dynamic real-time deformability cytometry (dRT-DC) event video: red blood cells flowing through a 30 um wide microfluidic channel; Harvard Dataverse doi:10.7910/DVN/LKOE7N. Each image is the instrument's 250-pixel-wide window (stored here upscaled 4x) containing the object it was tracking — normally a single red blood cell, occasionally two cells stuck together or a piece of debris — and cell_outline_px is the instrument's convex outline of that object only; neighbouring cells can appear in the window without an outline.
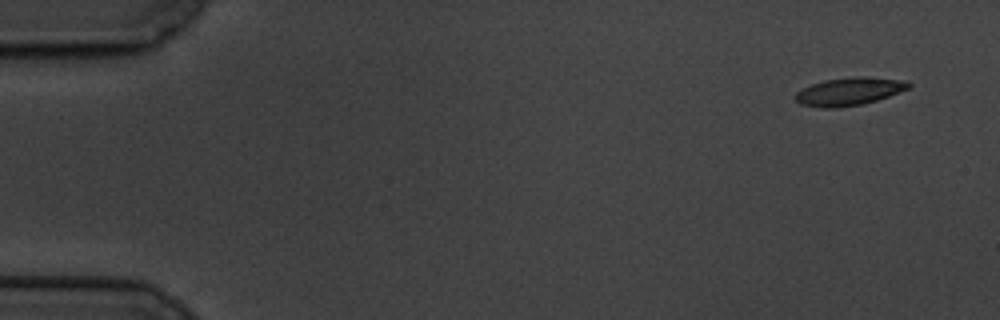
{"species": "common noctule bat (a hibernating species)", "species_latin": "Nyctalus noctula", "temperature_condition": "cold", "stored_images_in_passage": 5, "camera_frame_rate_fps": 3000, "um_per_image_px": 0.085, "animal": {"sex": "male", "body_mass_g": 19.5, "forearm_length_mm": 54.6}, "frame": {"image": 1, "passage_image": 1, "time_ms": 0.0, "image_size_px": [1000, 320], "cell_outline_px": [[912, 88], [864, 104], [836, 108], [824, 108], [800, 104], [792, 96], [796, 92], [812, 84], [824, 80], [852, 76], [868, 76], [908, 80], [912, 84]], "centroid_in_image_um": [72.23, 7.76], "position_along_channel_um": 12.8, "area_um2": 18.79}}
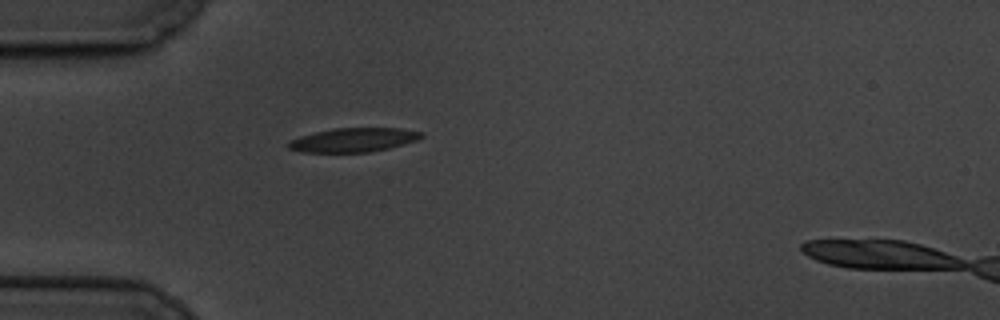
{"frame": {"image": 2, "passage_image": 5, "time_ms": 4.667, "image_size_px": [1000, 320], "cell_outline_px": [[424, 136], [416, 140], [388, 148], [368, 152], [300, 152], [288, 148], [288, 140], [300, 136], [332, 128], [400, 128], [424, 132]], "centroid_in_image_um": [30.03, 11.89], "position_along_channel_um": 55.0, "area_um2": 18.55}}